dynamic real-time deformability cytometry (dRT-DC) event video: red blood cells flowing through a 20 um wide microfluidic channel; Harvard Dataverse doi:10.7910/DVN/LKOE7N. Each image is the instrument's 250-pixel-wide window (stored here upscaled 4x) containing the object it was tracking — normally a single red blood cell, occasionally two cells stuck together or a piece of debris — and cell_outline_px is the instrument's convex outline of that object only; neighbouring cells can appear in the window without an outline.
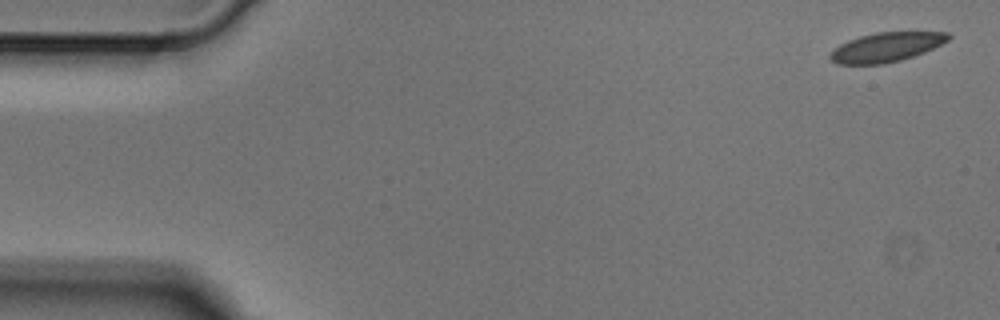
{"species": "Egyptian fruit bat (a non-hibernating species)", "species_latin": "Rousettus aegyptiacus", "temperature_condition": "cold", "stored_images_in_passage": 4, "camera_frame_rate_fps": 3000, "um_per_image_px": 0.085, "animal": {"sex": "male"}, "frame": {"image": 1, "passage_image": 1, "time_ms": 0.0, "image_size_px": [1000, 320], "cell_outline_px": [[952, 36], [948, 40], [924, 52], [900, 60], [884, 64], [836, 64], [828, 56], [840, 44], [848, 40], [860, 36], [876, 32], [948, 32]], "centroid_in_image_um": [75.32, 4.0], "position_along_channel_um": 9.7, "area_um2": 20.0}}
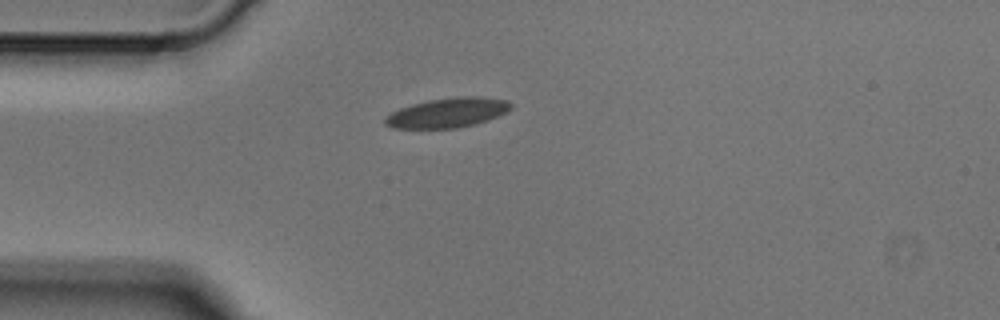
{"frame": {"image": 2, "passage_image": 4, "time_ms": 1.0, "image_size_px": [1000, 320], "cell_outline_px": [[512, 108], [508, 112], [488, 120], [476, 124], [456, 128], [392, 128], [384, 124], [384, 120], [392, 112], [400, 108], [412, 104], [428, 100], [460, 96], [480, 96], [508, 100], [512, 104]], "centroid_in_image_um": [38.09, 9.58], "position_along_channel_um": 46.9, "area_um2": 21.85}}